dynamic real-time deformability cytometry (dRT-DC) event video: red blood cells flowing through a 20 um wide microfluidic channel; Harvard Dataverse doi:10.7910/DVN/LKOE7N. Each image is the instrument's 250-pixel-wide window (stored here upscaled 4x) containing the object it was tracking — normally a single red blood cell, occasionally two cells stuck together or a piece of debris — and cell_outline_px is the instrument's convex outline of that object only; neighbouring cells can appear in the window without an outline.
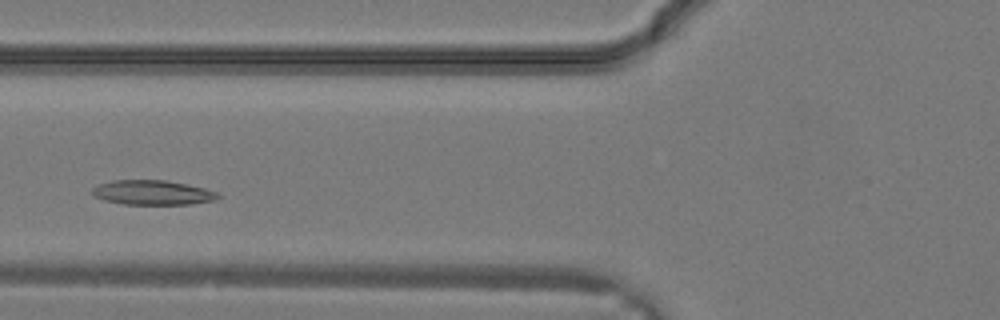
{"species": "common noctule bat (a hibernating species)", "species_latin": "Nyctalus noctula", "temperature_condition": "warm", "stored_images_in_passage": 13, "camera_frame_rate_fps": 3000, "um_per_image_px": 0.085, "animal": {"sex": "male", "body_mass_g": 19.2, "forearm_length_mm": 51.8}, "frame": {"image": 1, "passage_image": 6, "time_ms": 1.667, "image_size_px": [1000, 320], "cell_outline_px": [[220, 196], [212, 200], [192, 204], [124, 204], [104, 200], [92, 196], [92, 188], [100, 184], [112, 180], [164, 180], [188, 184], [220, 192]], "centroid_in_image_um": [12.96, 16.36], "position_along_channel_um": 112.8, "area_um2": 18.03}}
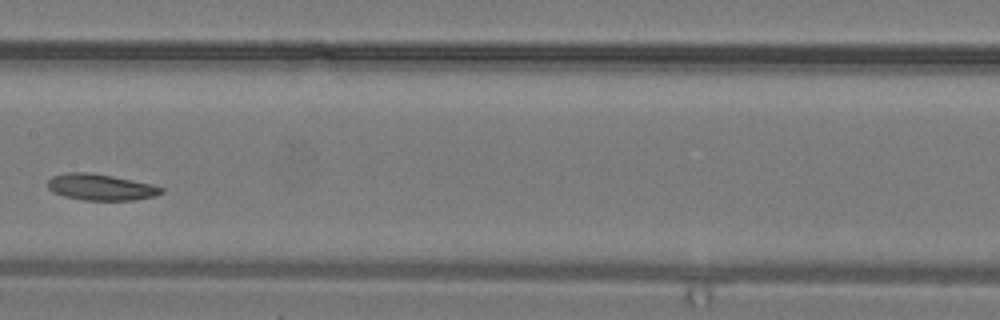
{"frame": {"image": 2, "passage_image": 10, "time_ms": 3.0, "image_size_px": [1000, 320], "cell_outline_px": [[164, 192], [156, 196], [136, 200], [84, 200], [64, 196], [52, 192], [48, 188], [48, 180], [52, 176], [68, 172], [88, 172], [112, 176], [152, 184], [164, 188]], "centroid_in_image_um": [8.58, 15.91], "position_along_channel_um": 198.8, "area_um2": 17.46}}
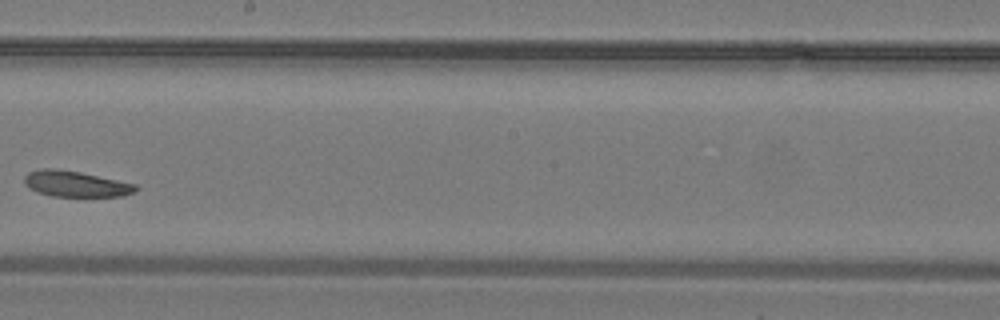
{"frame": {"image": 3, "passage_image": 12, "time_ms": 3.667, "image_size_px": [1000, 320], "cell_outline_px": [[140, 188], [136, 192], [124, 196], [52, 196], [36, 192], [28, 188], [24, 184], [24, 176], [28, 172], [40, 168], [52, 168], [80, 172], [136, 184]], "centroid_in_image_um": [6.42, 15.63], "position_along_channel_um": 241.8, "area_um2": 16.94}}